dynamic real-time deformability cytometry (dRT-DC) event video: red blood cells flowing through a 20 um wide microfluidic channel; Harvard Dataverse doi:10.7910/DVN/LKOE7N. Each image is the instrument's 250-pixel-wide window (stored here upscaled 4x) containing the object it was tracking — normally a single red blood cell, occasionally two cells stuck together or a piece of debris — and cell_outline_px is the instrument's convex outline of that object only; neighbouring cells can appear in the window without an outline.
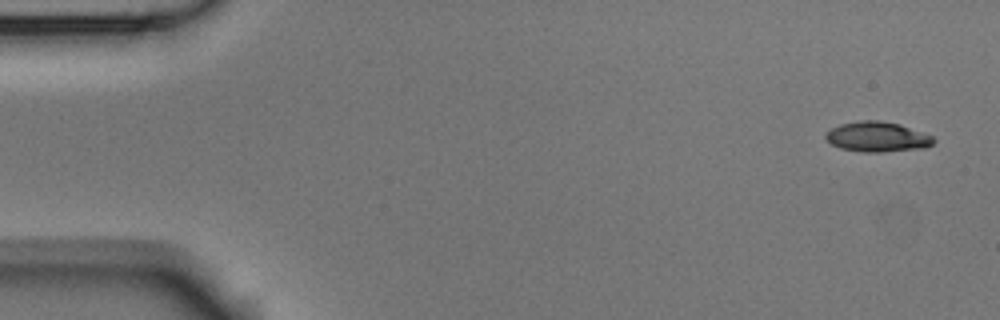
{"species": "Egyptian fruit bat (a non-hibernating species)", "species_latin": "Rousettus aegyptiacus", "temperature_condition": "room temperature", "stored_images_in_passage": 4, "camera_frame_rate_fps": 3000, "um_per_image_px": 0.085, "animal": {"sex": "male"}, "frame": {"image": 1, "passage_image": 1, "time_ms": 0.0, "image_size_px": [1000, 320], "cell_outline_px": [[936, 140], [932, 144], [924, 148], [880, 152], [864, 152], [840, 148], [832, 144], [824, 136], [824, 132], [840, 124], [860, 120], [876, 120], [900, 124], [932, 136]], "centroid_in_image_um": [74.55, 11.63], "position_along_channel_um": 10.5, "area_um2": 18.84}}